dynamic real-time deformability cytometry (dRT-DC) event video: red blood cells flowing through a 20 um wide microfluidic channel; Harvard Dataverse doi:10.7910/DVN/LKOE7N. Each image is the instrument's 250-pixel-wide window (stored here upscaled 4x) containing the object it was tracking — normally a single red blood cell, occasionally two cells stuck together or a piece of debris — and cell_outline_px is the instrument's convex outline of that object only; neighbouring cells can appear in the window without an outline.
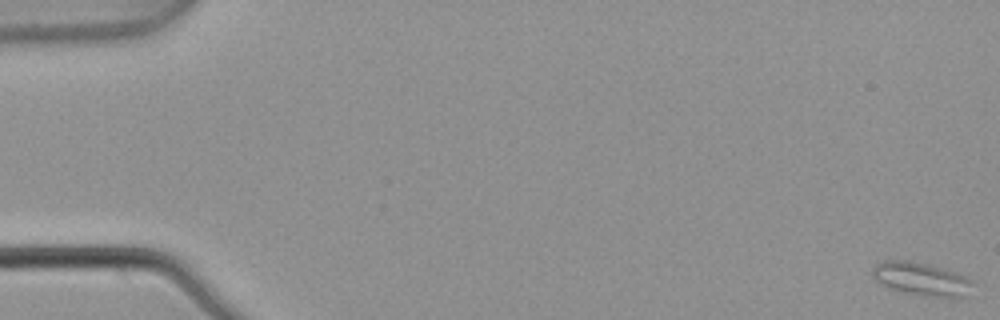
{"species": "common noctule bat (a hibernating species)", "species_latin": "Nyctalus noctula", "temperature_condition": "warm", "stored_images_in_passage": 5, "camera_frame_rate_fps": 3000, "um_per_image_px": 0.085, "animal": {"sex": "male", "body_mass_g": 21.5, "forearm_length_mm": 52.0}, "frame": {"image": 1, "passage_image": 1, "time_ms": 0.0, "image_size_px": [1000, 320], "cell_outline_px": [[976, 284], [968, 296], [960, 300], [904, 292], [888, 288], [880, 284], [872, 276], [872, 268], [876, 264], [884, 260], [908, 260], [948, 268], [968, 276], [976, 280]], "centroid_in_image_um": [78.46, 23.73], "position_along_channel_um": 6.5, "area_um2": 20.4}}
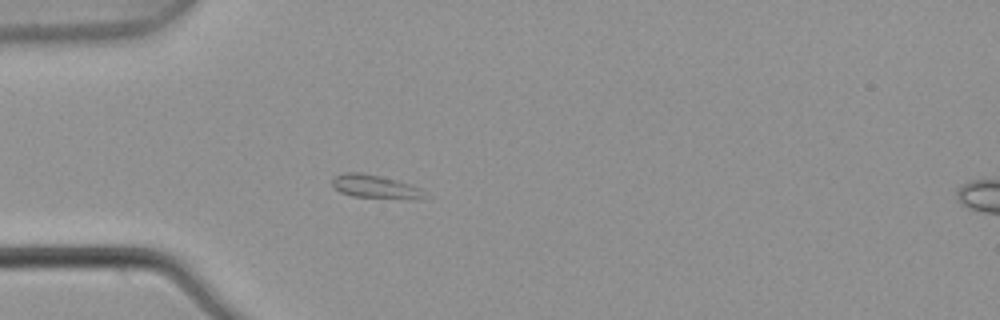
{"frame": {"image": 2, "passage_image": 5, "time_ms": 1.333, "image_size_px": [1000, 320], "cell_outline_px": [[432, 196], [416, 200], [408, 200], [352, 196], [340, 192], [332, 184], [332, 180], [336, 176], [344, 172], [360, 172], [380, 176], [396, 180], [420, 188]], "centroid_in_image_um": [31.99, 15.9], "position_along_channel_um": 53.0, "area_um2": 12.89}}